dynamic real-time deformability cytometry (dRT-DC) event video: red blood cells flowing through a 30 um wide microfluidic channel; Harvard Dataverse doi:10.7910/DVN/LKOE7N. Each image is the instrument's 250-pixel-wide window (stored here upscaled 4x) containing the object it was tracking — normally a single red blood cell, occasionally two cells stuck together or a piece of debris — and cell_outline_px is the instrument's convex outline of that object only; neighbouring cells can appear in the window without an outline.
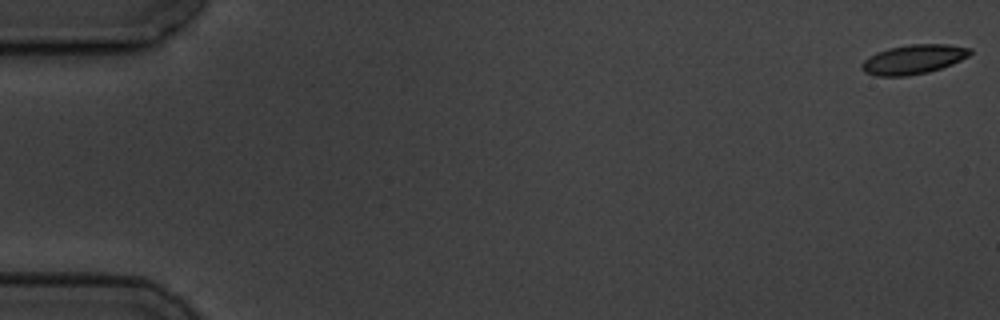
{"species": "common noctule bat (a hibernating species)", "species_latin": "Nyctalus noctula", "temperature_condition": "cold", "stored_images_in_passage": 6, "segment_of_instrument_passage": [2, 2], "camera_frame_rate_fps": 3000, "um_per_image_px": 0.085, "animal": {"sex": "male", "body_mass_g": 19.5, "forearm_length_mm": 54.6}, "frame": {"image": 1, "passage_image": 6, "time_ms": 6.667, "image_size_px": [1000, 320], "cell_outline_px": [[972, 52], [968, 56], [952, 64], [928, 72], [908, 76], [876, 76], [864, 72], [860, 68], [860, 64], [868, 56], [876, 52], [888, 48], [908, 44], [948, 44], [972, 48]], "centroid_in_image_um": [77.61, 5.04], "position_along_channel_um": 7.4, "area_um2": 18.73}}